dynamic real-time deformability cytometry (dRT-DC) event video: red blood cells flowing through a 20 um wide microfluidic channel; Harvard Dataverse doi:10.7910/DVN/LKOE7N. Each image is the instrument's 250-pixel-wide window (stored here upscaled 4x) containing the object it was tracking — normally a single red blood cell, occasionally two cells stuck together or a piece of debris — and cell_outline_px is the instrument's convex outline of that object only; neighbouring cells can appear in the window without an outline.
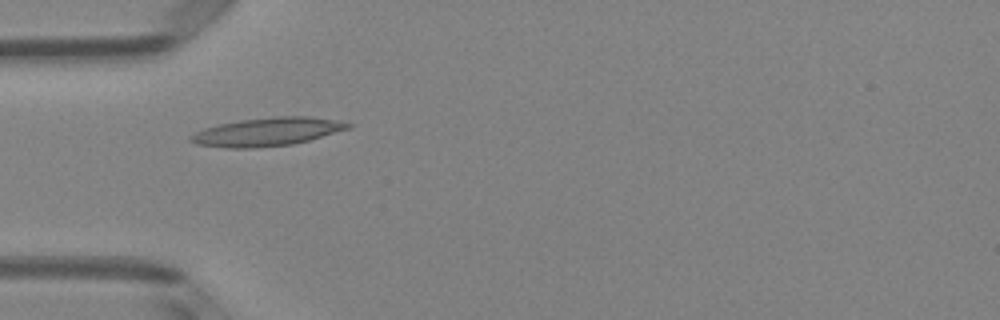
{"species": "Egyptian fruit bat (a non-hibernating species)", "species_latin": "Rousettus aegyptiacus", "temperature_condition": "room temperature", "stored_images_in_passage": 6, "camera_frame_rate_fps": 3000, "um_per_image_px": 0.085, "animal": {"sex": "female"}, "frame": {"image": 1, "passage_image": 4, "time_ms": 1.0, "image_size_px": [1000, 320], "cell_outline_px": [[352, 128], [308, 140], [292, 144], [252, 148], [224, 148], [196, 144], [188, 140], [188, 136], [204, 128], [220, 124], [240, 120], [276, 116], [308, 116], [332, 120], [352, 124]], "centroid_in_image_um": [22.67, 11.21], "position_along_channel_um": 62.3, "area_um2": 25.84}}
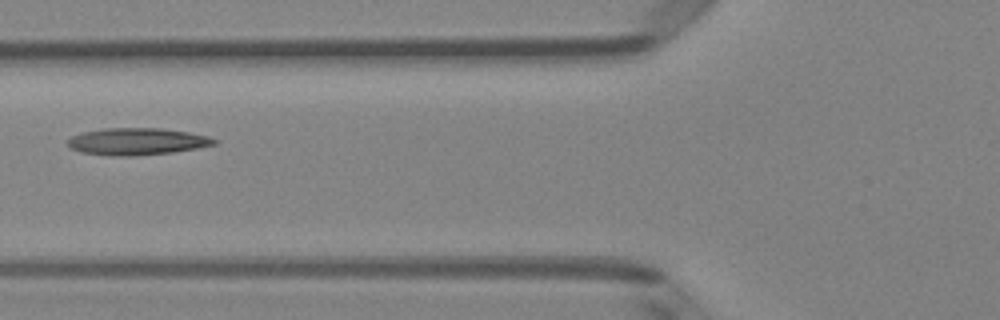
{"frame": {"image": 2, "passage_image": 5, "time_ms": 1.333, "image_size_px": [1000, 320], "cell_outline_px": [[220, 140], [216, 144], [196, 148], [172, 152], [136, 156], [112, 156], [80, 152], [72, 148], [68, 144], [68, 140], [72, 136], [84, 132], [104, 128], [160, 128], [188, 132], [208, 136]], "centroid_in_image_um": [11.67, 12.03], "position_along_channel_um": 114.1, "area_um2": 23.0}}
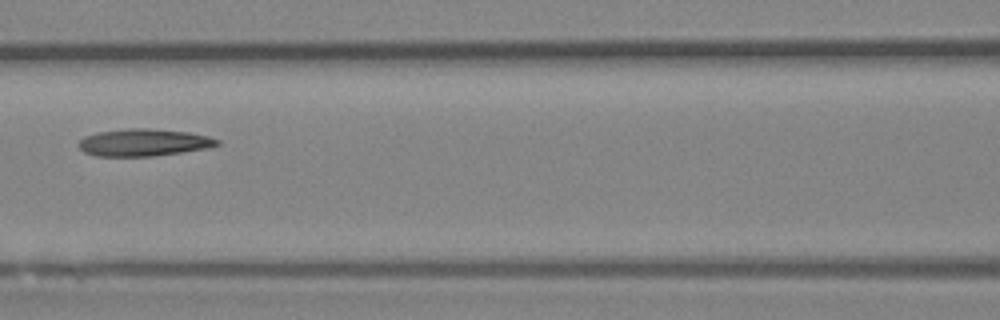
{"frame": {"image": 3, "passage_image": 6, "time_ms": 1.667, "image_size_px": [1000, 320], "cell_outline_px": [[220, 144], [208, 148], [152, 156], [96, 156], [84, 152], [76, 144], [84, 136], [96, 132], [128, 128], [148, 128], [188, 132], [208, 136], [220, 140]], "centroid_in_image_um": [12.18, 12.1], "position_along_channel_um": 154.4, "area_um2": 22.02}}